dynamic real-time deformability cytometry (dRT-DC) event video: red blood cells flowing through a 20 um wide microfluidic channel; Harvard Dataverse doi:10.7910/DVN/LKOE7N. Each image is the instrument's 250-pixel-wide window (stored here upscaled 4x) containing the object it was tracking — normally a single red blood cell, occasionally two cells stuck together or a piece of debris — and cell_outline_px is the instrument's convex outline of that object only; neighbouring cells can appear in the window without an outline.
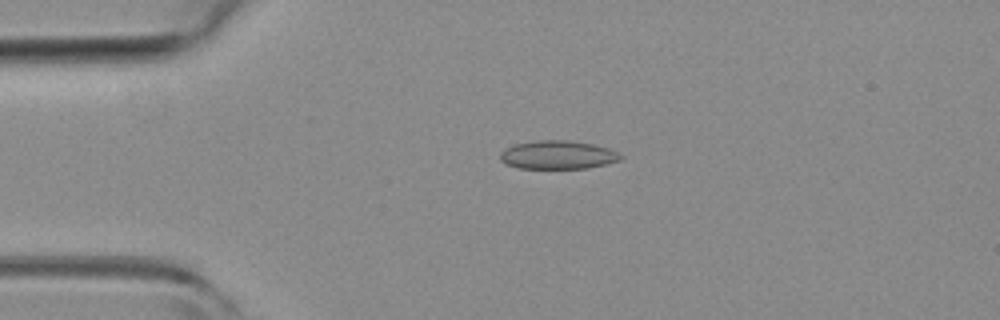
{"species": "common noctule bat (a hibernating species)", "species_latin": "Nyctalus noctula", "temperature_condition": "room temperature", "stored_images_in_passage": 32, "camera_frame_rate_fps": 3000, "um_per_image_px": 0.085, "animal": {"sex": "female", "body_mass_g": 19.3, "forearm_length_mm": 54.1}, "frame": {"image": 1, "passage_image": 2, "time_ms": 0.333, "image_size_px": [1000, 320], "cell_outline_px": [[624, 156], [620, 160], [588, 168], [516, 168], [504, 164], [500, 160], [500, 152], [504, 148], [512, 144], [536, 140], [568, 140], [592, 144], [608, 148]], "centroid_in_image_um": [47.34, 13.16], "position_along_channel_um": 37.7, "area_um2": 20.11}}
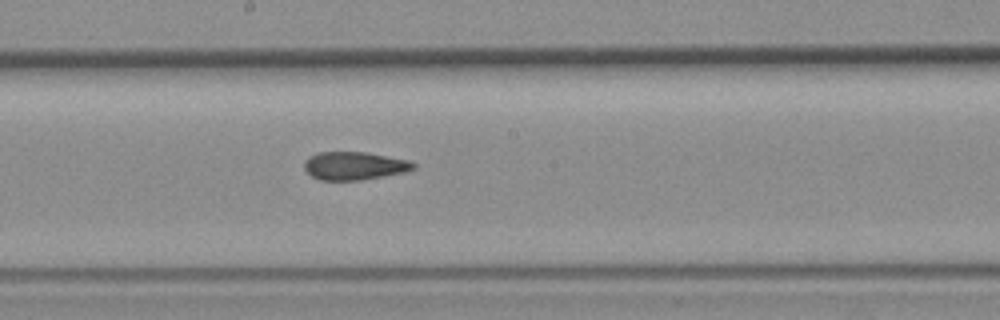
{"frame": {"image": 2, "passage_image": 18, "time_ms": 5.667, "image_size_px": [1000, 320], "cell_outline_px": [[416, 168], [404, 172], [384, 176], [360, 180], [320, 180], [312, 176], [304, 168], [304, 160], [308, 156], [316, 152], [364, 152], [408, 160], [416, 164]], "centroid_in_image_um": [30.09, 14.09], "position_along_channel_um": 218.1, "area_um2": 17.86}}
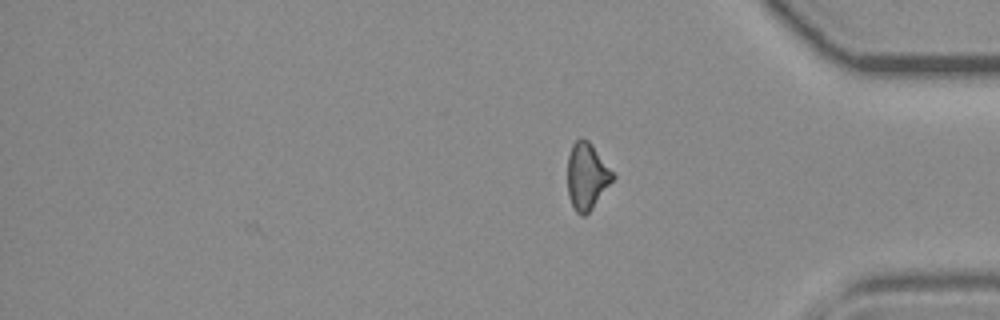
{"frame": {"image": 3, "passage_image": 32, "time_ms": 10.333, "image_size_px": [1000, 320], "cell_outline_px": [[616, 176], [592, 208], [584, 216], [580, 216], [576, 212], [568, 196], [568, 156], [572, 144], [580, 136], [588, 140], [592, 144]], "centroid_in_image_um": [49.87, 14.95], "position_along_channel_um": 385.3, "area_um2": 17.51}, "authors_computed_cell_mechanics": {"area_um2": 18.4382, "velocity_mm_per_s": 3.9521, "shape_relaxation_time_tau1_ms": null, "shape_relaxation_time_tau2_ms": 4.3602, "deformation_change_tau1": null, "deformation_change_tau2": 0.1052}}